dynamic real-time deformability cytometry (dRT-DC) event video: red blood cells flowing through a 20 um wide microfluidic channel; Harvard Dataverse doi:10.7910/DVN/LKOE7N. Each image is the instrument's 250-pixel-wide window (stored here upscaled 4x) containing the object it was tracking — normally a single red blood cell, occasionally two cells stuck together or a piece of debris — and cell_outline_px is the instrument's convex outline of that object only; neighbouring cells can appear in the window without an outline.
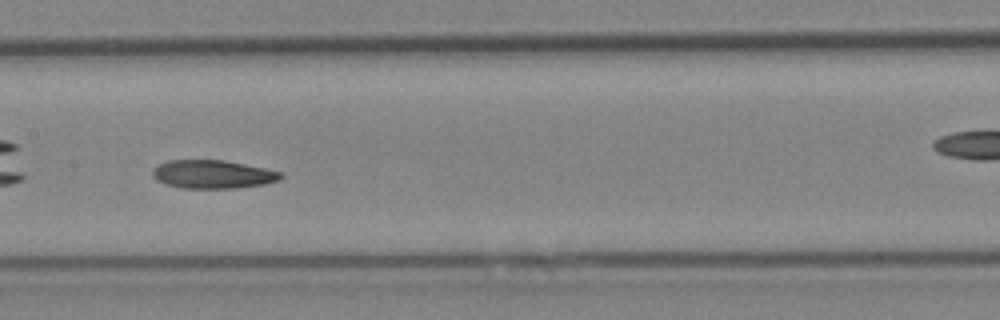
{"species": "Egyptian fruit bat (a non-hibernating species)", "species_latin": "Rousettus aegyptiacus", "temperature_condition": "cold", "stored_images_in_passage": 29, "camera_frame_rate_fps": 3000, "um_per_image_px": 0.085, "animal": {"sex": "female"}, "frame": {"image": 1, "passage_image": 9, "time_ms": 2.667, "image_size_px": [1000, 320], "cell_outline_px": [[284, 176], [280, 180], [264, 184], [236, 188], [180, 188], [156, 180], [152, 176], [152, 172], [160, 164], [168, 160], [224, 160], [284, 172]], "centroid_in_image_um": [18.13, 14.82], "position_along_channel_um": 189.3, "area_um2": 21.15}}
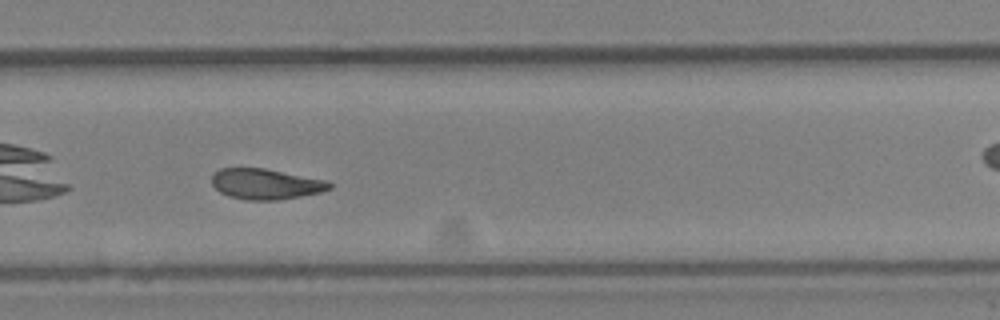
{"frame": {"image": 2, "passage_image": 17, "time_ms": 5.333, "image_size_px": [1000, 320], "cell_outline_px": [[332, 188], [320, 192], [280, 200], [248, 200], [228, 196], [220, 192], [212, 184], [212, 176], [220, 168], [264, 168], [328, 180], [332, 184]], "centroid_in_image_um": [22.61, 15.64], "position_along_channel_um": 307.2, "area_um2": 20.98}}